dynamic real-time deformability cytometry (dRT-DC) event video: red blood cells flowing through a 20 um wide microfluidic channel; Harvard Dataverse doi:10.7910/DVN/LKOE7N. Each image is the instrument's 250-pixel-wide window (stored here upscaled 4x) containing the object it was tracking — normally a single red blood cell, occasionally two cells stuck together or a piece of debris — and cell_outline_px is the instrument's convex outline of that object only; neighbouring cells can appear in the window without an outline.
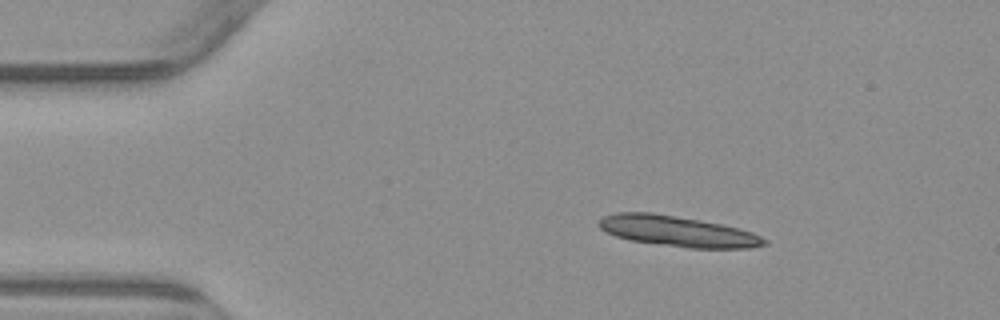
{"species": "common noctule bat (a hibernating species)", "species_latin": "Nyctalus noctula", "temperature_condition": "warm", "stored_images_in_passage": 2, "camera_frame_rate_fps": 3000, "um_per_image_px": 0.085, "animal": {"sex": "male", "body_mass_g": 23.1, "forearm_length_mm": 52.7}, "frame": {"image": 1, "passage_image": 1, "time_ms": 0.0, "image_size_px": [1000, 320], "cell_outline_px": [[768, 244], [752, 248], [688, 248], [628, 240], [616, 236], [600, 228], [596, 224], [596, 220], [604, 216], [616, 212], [652, 212], [724, 224], [752, 232], [768, 240]], "centroid_in_image_um": [57.59, 19.65], "position_along_channel_um": 27.4, "area_um2": 29.77}}